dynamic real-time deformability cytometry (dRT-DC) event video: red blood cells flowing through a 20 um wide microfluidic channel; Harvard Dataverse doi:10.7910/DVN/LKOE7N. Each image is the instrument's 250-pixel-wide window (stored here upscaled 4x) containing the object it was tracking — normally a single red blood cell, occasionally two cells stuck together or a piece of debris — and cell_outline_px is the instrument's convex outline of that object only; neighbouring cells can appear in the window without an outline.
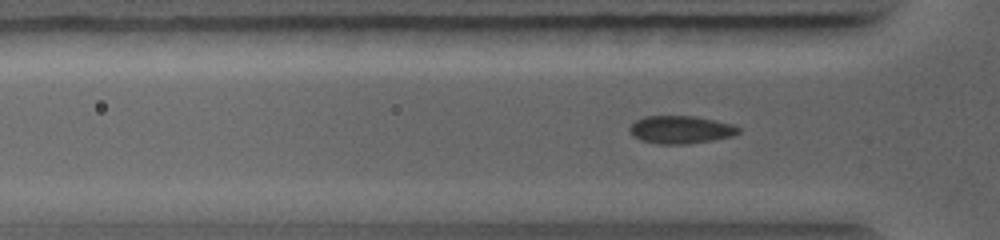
{"species": "common noctule bat (a hibernating species)", "species_latin": "Nyctalus noctula", "temperature_condition": "warm", "stored_images_in_passage": 23, "camera_frame_rate_fps": 5000, "um_per_image_px": 0.085, "animal": {"sex": "female", "body_mass_g": 19.0, "forearm_length_mm": 56.7}, "frame": {"image": 1, "passage_image": 7, "time_ms": 1.6, "image_size_px": [1000, 240], "cell_outline_px": [[740, 132], [732, 136], [688, 144], [660, 144], [640, 140], [632, 136], [628, 128], [636, 120], [644, 116], [696, 116], [732, 124], [740, 128]], "centroid_in_image_um": [57.83, 11.02], "position_along_channel_um": 68.0, "area_um2": 17.63}}
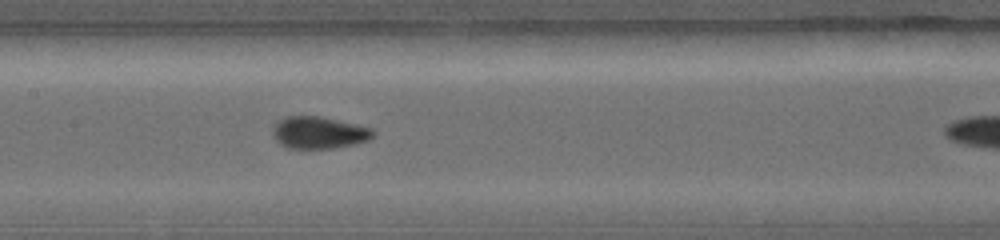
{"frame": {"image": 2, "passage_image": 16, "time_ms": 3.8, "image_size_px": [1000, 240], "cell_outline_px": [[372, 136], [368, 140], [356, 144], [332, 148], [288, 148], [280, 144], [272, 136], [272, 128], [280, 120], [288, 116], [320, 116], [372, 128]], "centroid_in_image_um": [27.07, 11.28], "position_along_channel_um": 180.3, "area_um2": 18.55}}
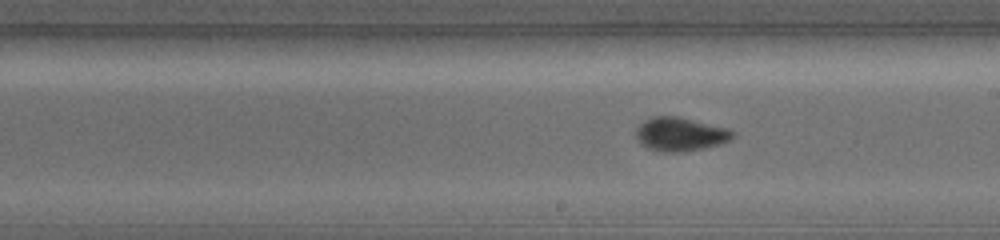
{"frame": {"image": 3, "passage_image": 20, "time_ms": 4.8, "image_size_px": [1000, 240], "cell_outline_px": [[736, 132], [728, 140], [720, 144], [704, 148], [684, 152], [664, 152], [648, 148], [640, 144], [636, 136], [636, 128], [644, 120], [652, 116], [676, 116], [724, 128]], "centroid_in_image_um": [57.76, 11.42], "position_along_channel_um": 231.2, "area_um2": 18.73}}